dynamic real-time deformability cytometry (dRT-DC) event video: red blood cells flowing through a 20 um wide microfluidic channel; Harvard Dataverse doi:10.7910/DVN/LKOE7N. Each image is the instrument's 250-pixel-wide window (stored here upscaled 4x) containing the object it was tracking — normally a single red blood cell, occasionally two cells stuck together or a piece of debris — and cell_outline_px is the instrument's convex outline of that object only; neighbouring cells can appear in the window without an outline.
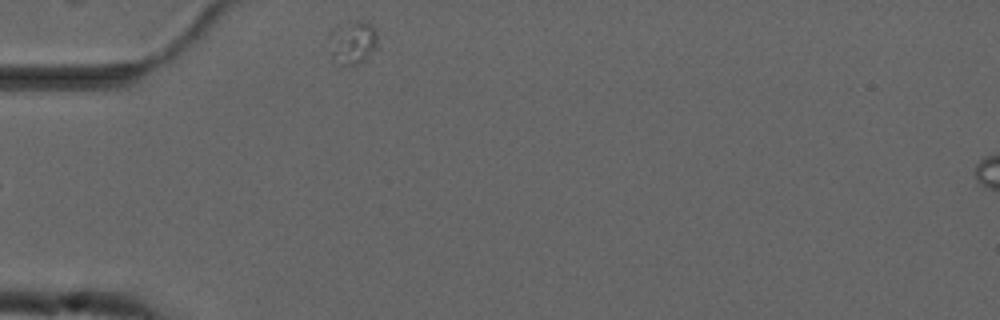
{"species": "common noctule bat (a hibernating species)", "species_latin": "Nyctalus noctula", "temperature_condition": "cold", "stored_images_in_passage": 4, "camera_frame_rate_fps": 3000, "um_per_image_px": 0.085, "animal": {"sex": "male", "forearm_length_mm": 52.5}, "frame": {"image": 1, "passage_image": 1, "time_ms": 0.0, "image_size_px": [1000, 320], "cell_outline_px": [[376, 48], [356, 64], [340, 64], [332, 56], [328, 40], [328, 36], [332, 28], [336, 24], [372, 24], [376, 32]], "centroid_in_image_um": [29.9, 3.6], "position_along_channel_um": 55.1, "area_um2": 11.62}}